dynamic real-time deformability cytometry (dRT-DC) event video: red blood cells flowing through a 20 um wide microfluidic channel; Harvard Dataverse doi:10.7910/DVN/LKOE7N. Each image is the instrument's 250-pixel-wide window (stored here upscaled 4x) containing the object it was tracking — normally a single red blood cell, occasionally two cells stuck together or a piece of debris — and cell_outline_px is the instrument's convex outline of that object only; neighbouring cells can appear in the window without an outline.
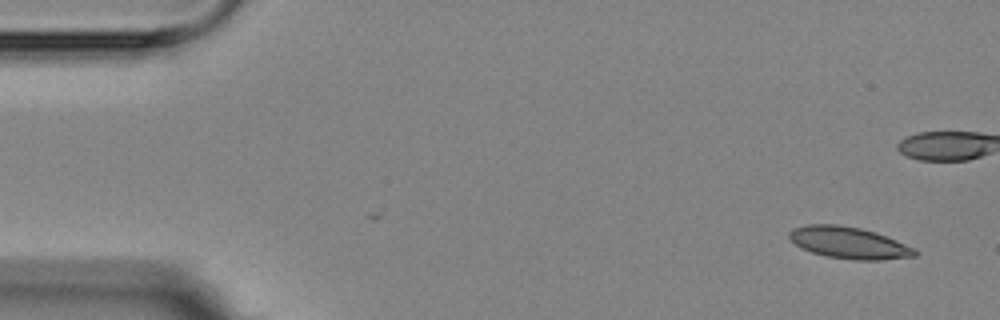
{"species": "Egyptian fruit bat (a non-hibernating species)", "species_latin": "Rousettus aegyptiacus", "temperature_condition": "room temperature", "stored_images_in_passage": 16, "camera_frame_rate_fps": 3000, "um_per_image_px": 0.085, "animal": {"sex": "female"}, "frame": {"image": 1, "passage_image": 1, "time_ms": 0.0, "image_size_px": [1000, 320], "cell_outline_px": [[920, 252], [916, 256], [880, 260], [856, 260], [824, 256], [812, 252], [796, 244], [788, 236], [788, 232], [792, 228], [808, 224], [840, 224], [860, 228], [876, 232], [916, 248]], "centroid_in_image_um": [72.19, 20.63], "position_along_channel_um": 12.8, "area_um2": 23.35}}
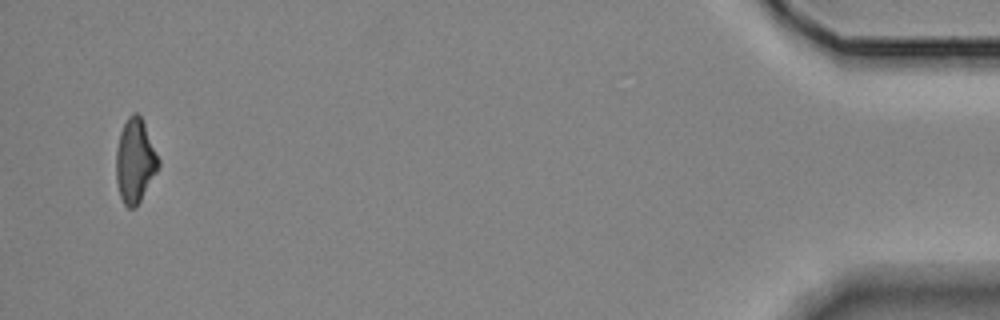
{"frame": {"image": 2, "passage_image": 16, "time_ms": 18.333, "image_size_px": [1000, 320], "cell_outline_px": [[160, 164], [156, 172], [136, 208], [128, 208], [124, 204], [120, 196], [116, 180], [116, 148], [120, 132], [128, 116], [132, 112], [136, 112], [140, 116], [144, 124], [160, 160]], "centroid_in_image_um": [11.46, 13.68], "position_along_channel_um": 423.7, "area_um2": 20.58}, "authors_computed_cell_mechanics": {"area_um2": 22.9466, "velocity_mm_per_s": 3.5292, "shape_relaxation_time_tau1_ms": null, "shape_relaxation_time_tau2_ms": 3.9663, "deformation_change_tau1": null, "deformation_change_tau2": 0.0749}}